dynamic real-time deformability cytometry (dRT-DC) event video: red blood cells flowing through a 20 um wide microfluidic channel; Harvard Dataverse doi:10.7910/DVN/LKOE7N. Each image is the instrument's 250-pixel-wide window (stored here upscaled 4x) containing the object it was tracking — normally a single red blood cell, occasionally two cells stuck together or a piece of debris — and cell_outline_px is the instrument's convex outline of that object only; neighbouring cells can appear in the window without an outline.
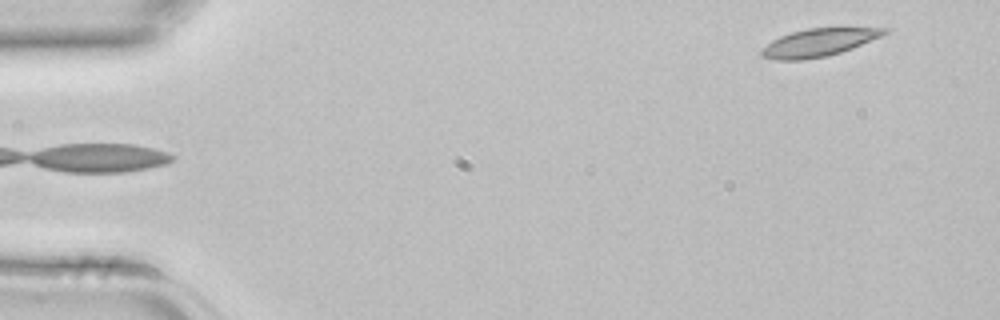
{"species": "common noctule bat (a hibernating species)", "species_latin": "Nyctalus noctula", "temperature_condition": "room temperature", "stored_images_in_passage": 4, "segment_of_instrument_passage": [2, 2], "camera_frame_rate_fps": 3000, "um_per_image_px": 0.085, "animal": {"sex": "female", "body_mass_g": 22.7, "forearm_length_mm": 54.2}, "frame": {"image": 1, "passage_image": 4, "time_ms": 1.0, "image_size_px": [1000, 320], "cell_outline_px": [[888, 32], [880, 36], [852, 48], [828, 56], [804, 60], [776, 60], [760, 56], [760, 48], [772, 40], [780, 36], [792, 32], [808, 28], [888, 28]], "centroid_in_image_um": [69.51, 3.63], "position_along_channel_um": 15.5, "area_um2": 19.77}}